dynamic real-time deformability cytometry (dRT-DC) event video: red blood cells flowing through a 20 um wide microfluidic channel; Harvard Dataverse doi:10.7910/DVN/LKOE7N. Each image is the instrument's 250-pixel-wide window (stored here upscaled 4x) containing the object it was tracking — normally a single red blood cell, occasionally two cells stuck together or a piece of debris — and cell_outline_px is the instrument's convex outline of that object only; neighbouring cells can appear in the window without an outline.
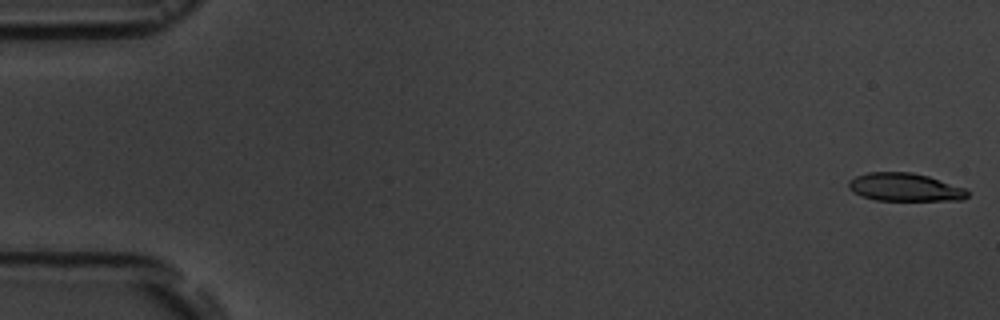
{"species": "common noctule bat (a hibernating species)", "species_latin": "Nyctalus noctula", "temperature_condition": "room temperature", "stored_images_in_passage": 8, "camera_frame_rate_fps": 3000, "um_per_image_px": 0.085, "animal": {"sex": "male", "body_mass_g": 19.5, "forearm_length_mm": 54.6}, "frame": {"image": 1, "passage_image": 1, "time_ms": 0.0, "image_size_px": [1000, 320], "cell_outline_px": [[968, 196], [964, 200], [876, 200], [860, 196], [852, 192], [848, 188], [848, 180], [856, 176], [868, 172], [912, 172], [928, 176], [964, 188], [968, 192]], "centroid_in_image_um": [76.86, 15.91], "position_along_channel_um": 8.1, "area_um2": 19.48}}
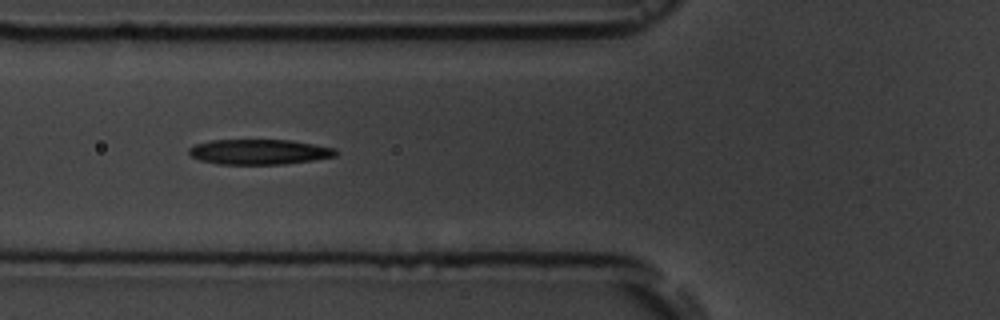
{"frame": {"image": 2, "passage_image": 7, "time_ms": 6.667, "image_size_px": [1000, 320], "cell_outline_px": [[336, 156], [312, 160], [284, 164], [216, 164], [200, 160], [192, 156], [188, 152], [188, 148], [196, 144], [212, 140], [292, 140], [336, 148]], "centroid_in_image_um": [22.02, 12.91], "position_along_channel_um": 103.8, "area_um2": 21.5}}
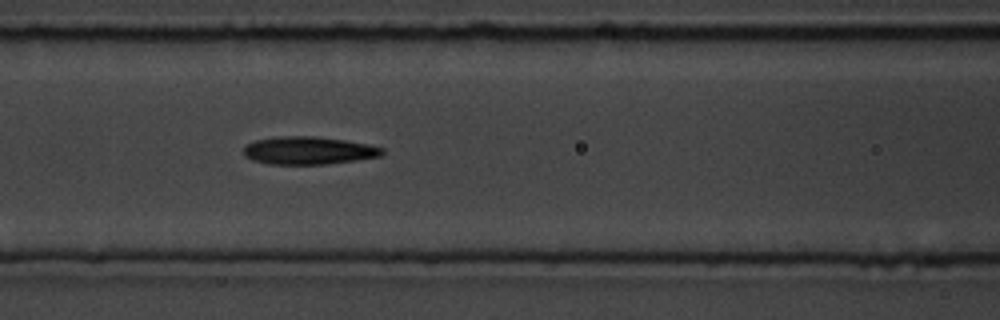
{"frame": {"image": 3, "passage_image": 8, "time_ms": 7.667, "image_size_px": [1000, 320], "cell_outline_px": [[384, 152], [380, 156], [356, 160], [324, 164], [268, 164], [252, 160], [244, 156], [244, 148], [248, 144], [256, 140], [280, 136], [312, 136], [344, 140], [368, 144], [384, 148]], "centroid_in_image_um": [26.22, 12.79], "position_along_channel_um": 140.4, "area_um2": 22.31}}